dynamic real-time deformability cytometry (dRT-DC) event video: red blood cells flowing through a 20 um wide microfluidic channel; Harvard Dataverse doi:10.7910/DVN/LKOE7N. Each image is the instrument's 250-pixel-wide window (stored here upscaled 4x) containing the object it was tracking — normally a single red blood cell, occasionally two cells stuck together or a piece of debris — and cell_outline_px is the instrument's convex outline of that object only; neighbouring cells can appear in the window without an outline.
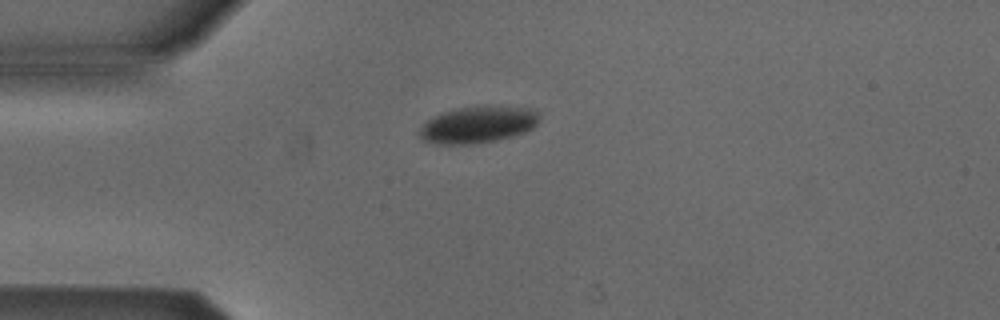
{"species": "Egyptian fruit bat (a non-hibernating species)", "species_latin": "Rousettus aegyptiacus", "temperature_condition": "cold", "stored_images_in_passage": 41, "camera_frame_rate_fps": 3000, "um_per_image_px": 0.085, "animal": {"sex": "male"}, "frame": {"image": 1, "passage_image": 1, "time_ms": 0.0, "image_size_px": [1000, 320], "cell_outline_px": [[540, 120], [532, 128], [524, 132], [512, 136], [496, 140], [468, 144], [436, 144], [424, 140], [420, 136], [420, 128], [432, 116], [456, 108], [536, 108], [540, 112]], "centroid_in_image_um": [40.64, 10.62], "position_along_channel_um": 44.4, "area_um2": 24.97}}
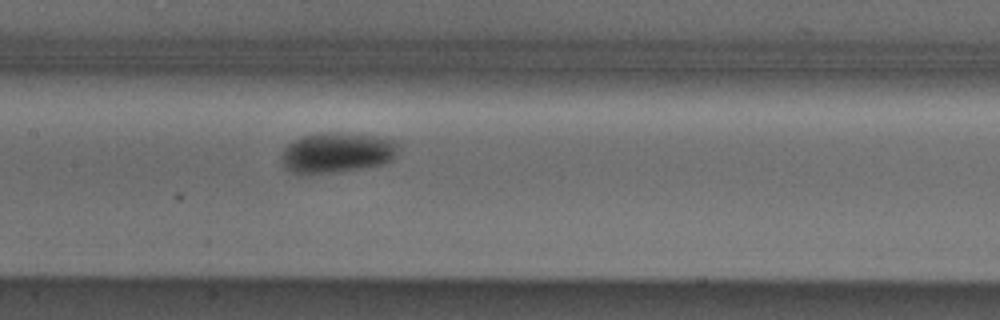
{"frame": {"image": 2, "passage_image": 13, "time_ms": 4.0, "image_size_px": [1000, 320], "cell_outline_px": [[396, 152], [392, 160], [384, 164], [360, 168], [308, 176], [296, 176], [284, 168], [280, 156], [284, 148], [292, 140], [300, 136], [320, 132], [352, 132], [396, 140]], "centroid_in_image_um": [28.54, 12.98], "position_along_channel_um": 178.9, "area_um2": 28.32}}
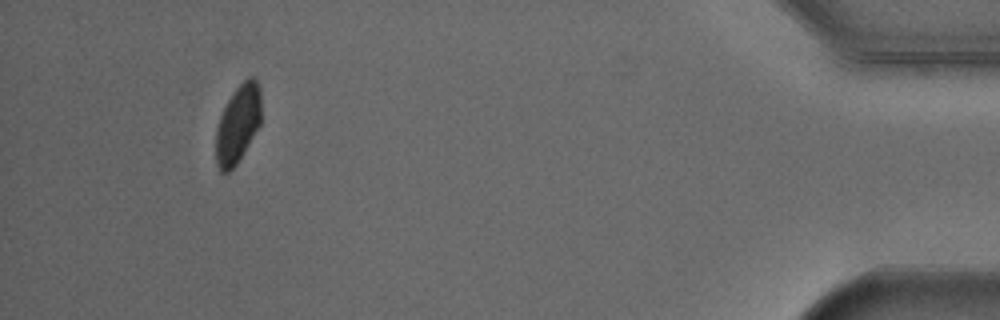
{"frame": {"image": 3, "passage_image": 37, "time_ms": 12.0, "image_size_px": [1000, 320], "cell_outline_px": [[260, 124], [236, 164], [228, 172], [220, 172], [216, 164], [216, 128], [220, 116], [228, 100], [236, 88], [248, 76], [256, 76], [260, 88]], "centroid_in_image_um": [20.21, 10.51], "position_along_channel_um": 415.0, "area_um2": 20.4}, "authors_computed_cell_mechanics": {"area_um2": 25.721, "velocity_mm_per_s": 3.8442, "shape_relaxation_time_tau1_ms": 2.3983, "shape_relaxation_time_tau2_ms": null, "deformation_change_tau1": 0.0513, "deformation_change_tau2": null}}